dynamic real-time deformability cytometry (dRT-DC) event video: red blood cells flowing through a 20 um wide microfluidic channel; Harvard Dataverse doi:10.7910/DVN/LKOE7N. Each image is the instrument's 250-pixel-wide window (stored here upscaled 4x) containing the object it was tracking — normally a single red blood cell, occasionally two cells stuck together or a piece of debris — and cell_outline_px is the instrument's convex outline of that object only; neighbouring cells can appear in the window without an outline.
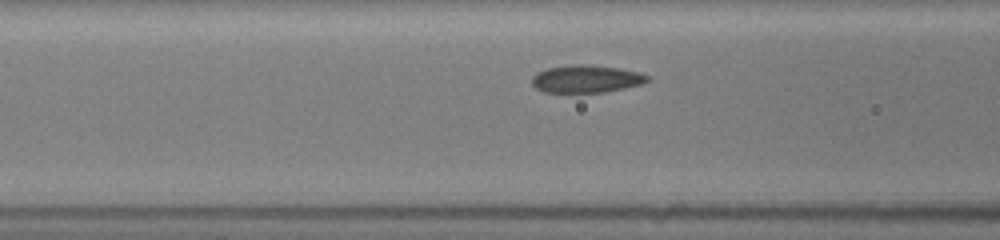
{"species": "common noctule bat (a hibernating species)", "species_latin": "Nyctalus noctula", "temperature_condition": "room temperature", "stored_images_in_passage": 10, "camera_frame_rate_fps": 3000, "um_per_image_px": 0.085, "animal": {"sex": "female", "body_mass_g": 19.5, "forearm_length_mm": 54.1}, "frame": {"image": 1, "passage_image": 6, "time_ms": 2.333, "image_size_px": [1000, 240], "cell_outline_px": [[652, 80], [640, 84], [624, 88], [604, 92], [544, 92], [536, 88], [532, 84], [532, 76], [536, 72], [548, 68], [576, 64], [580, 64], [616, 68], [640, 72], [648, 76]], "centroid_in_image_um": [49.82, 6.71], "position_along_channel_um": 116.8, "area_um2": 18.38}}
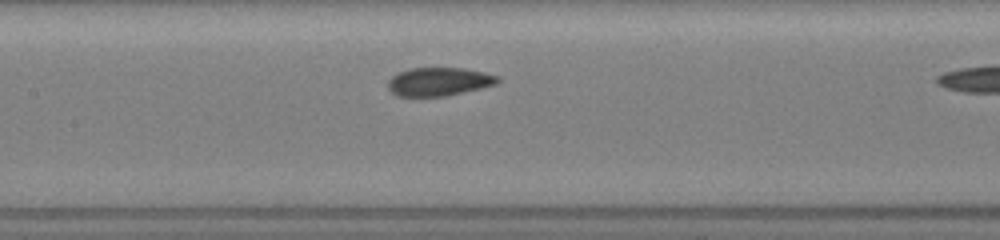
{"frame": {"image": 2, "passage_image": 9, "time_ms": 3.667, "image_size_px": [1000, 240], "cell_outline_px": [[500, 80], [496, 84], [480, 88], [444, 96], [396, 96], [388, 88], [388, 80], [392, 76], [400, 72], [412, 68], [464, 68], [484, 72], [496, 76]], "centroid_in_image_um": [37.28, 6.94], "position_along_channel_um": 170.1, "area_um2": 17.92}}